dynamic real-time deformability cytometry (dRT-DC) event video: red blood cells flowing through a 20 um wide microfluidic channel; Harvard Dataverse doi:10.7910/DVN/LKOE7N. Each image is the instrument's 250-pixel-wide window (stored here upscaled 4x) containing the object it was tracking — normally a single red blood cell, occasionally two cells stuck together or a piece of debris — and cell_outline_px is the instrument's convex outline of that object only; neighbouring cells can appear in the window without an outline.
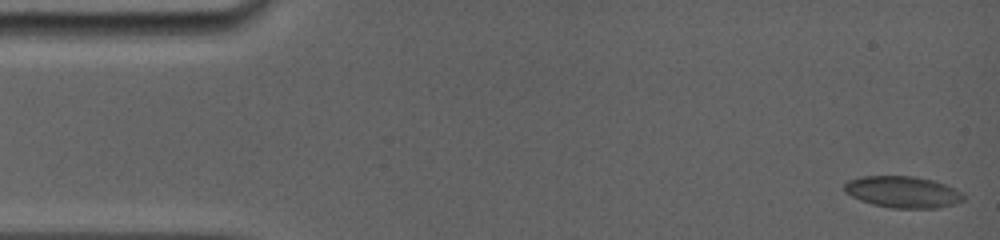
{"species": "common noctule bat (a hibernating species)", "species_latin": "Nyctalus noctula", "temperature_condition": "room temperature", "stored_images_in_passage": 27, "camera_frame_rate_fps": 5000, "um_per_image_px": 0.085, "animal": {"sex": "female", "body_mass_g": 19.0, "forearm_length_mm": 56.7}, "frame": {"image": 1, "passage_image": 1, "time_ms": 0.0, "image_size_px": [1000, 240], "cell_outline_px": [[964, 200], [952, 204], [936, 208], [892, 208], [872, 204], [860, 200], [844, 192], [844, 184], [848, 180], [860, 176], [916, 176], [932, 180], [944, 184], [964, 192]], "centroid_in_image_um": [76.72, 16.31], "position_along_channel_um": 8.3, "area_um2": 21.96}}
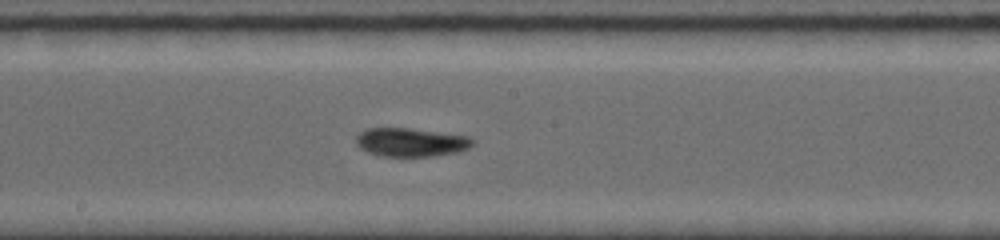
{"frame": {"image": 2, "passage_image": 12, "time_ms": 8.4, "image_size_px": [1000, 240], "cell_outline_px": [[476, 144], [468, 148], [456, 152], [432, 156], [380, 156], [368, 152], [360, 148], [356, 144], [356, 136], [360, 132], [368, 128], [408, 128], [468, 136], [476, 140]], "centroid_in_image_um": [34.94, 12.09], "position_along_channel_um": 213.3, "area_um2": 19.42}}
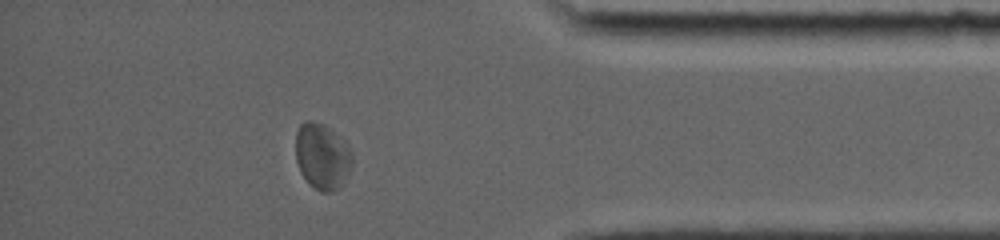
{"frame": {"image": 3, "passage_image": 23, "time_ms": 13.8, "image_size_px": [1000, 240], "cell_outline_px": [[352, 164], [348, 176], [344, 184], [340, 188], [332, 192], [320, 192], [308, 184], [300, 172], [296, 160], [296, 132], [300, 124], [304, 120], [312, 120], [324, 124], [352, 152]], "centroid_in_image_um": [27.37, 13.34], "position_along_channel_um": 407.8, "area_um2": 21.85}, "authors_computed_cell_mechanics": {"area_um2": 20.1144, "velocity_mm_per_s": 3.8584, "shape_relaxation_time_tau1_ms": null, "shape_relaxation_time_tau2_ms": 2.6209, "deformation_change_tau1": null, "deformation_change_tau2": 0.0853}}